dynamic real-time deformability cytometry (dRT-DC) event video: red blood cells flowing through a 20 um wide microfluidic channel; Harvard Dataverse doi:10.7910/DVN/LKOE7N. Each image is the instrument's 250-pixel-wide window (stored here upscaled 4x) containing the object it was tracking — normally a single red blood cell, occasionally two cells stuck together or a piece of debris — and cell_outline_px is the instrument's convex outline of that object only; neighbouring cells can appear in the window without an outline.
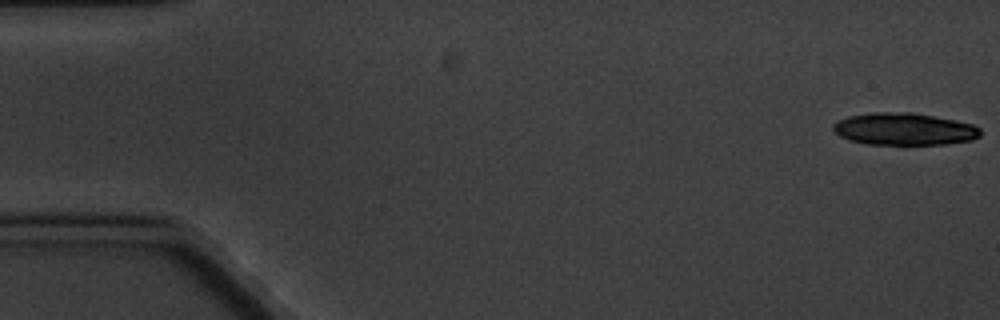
{"species": "common noctule bat (a hibernating species)", "species_latin": "Nyctalus noctula", "temperature_condition": "cold", "stored_images_in_passage": 6, "camera_frame_rate_fps": 3000, "um_per_image_px": 0.085, "animal": {"sex": "male", "body_mass_g": 20.1, "forearm_length_mm": 53.5}, "frame": {"image": 1, "passage_image": 1, "time_ms": 0.0, "image_size_px": [1000, 320], "cell_outline_px": [[980, 136], [972, 140], [944, 144], [868, 144], [848, 140], [840, 136], [832, 128], [832, 124], [848, 116], [872, 112], [912, 112], [956, 120], [972, 124], [980, 128]], "centroid_in_image_um": [76.85, 10.96], "position_along_channel_um": 8.1, "area_um2": 27.63}}